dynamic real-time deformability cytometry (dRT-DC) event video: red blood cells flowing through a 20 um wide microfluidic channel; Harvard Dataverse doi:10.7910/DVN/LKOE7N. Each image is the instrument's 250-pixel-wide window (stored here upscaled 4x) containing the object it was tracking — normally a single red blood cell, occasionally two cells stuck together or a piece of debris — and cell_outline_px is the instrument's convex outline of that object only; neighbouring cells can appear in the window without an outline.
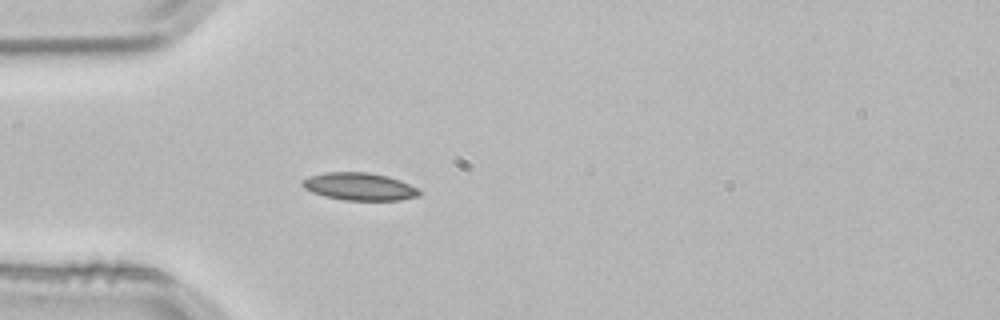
{"species": "common noctule bat (a hibernating species)", "species_latin": "Nyctalus noctula", "temperature_condition": "room temperature", "stored_images_in_passage": 39, "camera_frame_rate_fps": 3000, "um_per_image_px": 0.085, "animal": {"sex": "male", "body_mass_g": 21.5, "forearm_length_mm": 52.0}, "frame": {"image": 1, "passage_image": 1, "time_ms": 0.0, "image_size_px": [1000, 320], "cell_outline_px": [[420, 196], [400, 200], [344, 200], [324, 196], [312, 192], [304, 188], [300, 184], [308, 176], [324, 172], [368, 172], [388, 176], [400, 180], [420, 188]], "centroid_in_image_um": [30.57, 15.85], "position_along_channel_um": 54.4, "area_um2": 18.96}}
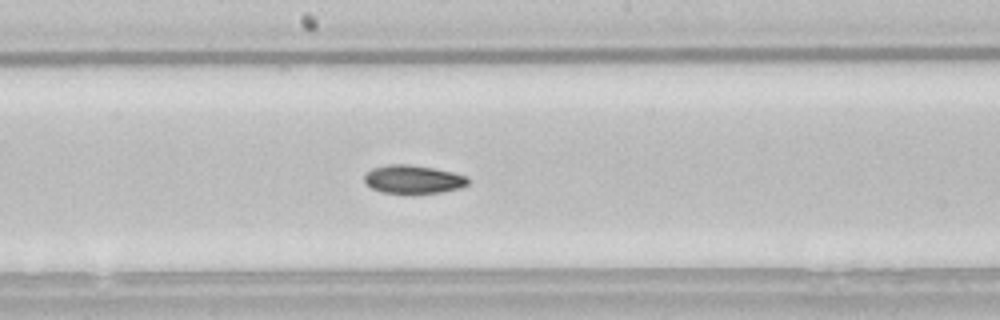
{"frame": {"image": 2, "passage_image": 14, "time_ms": 4.333, "image_size_px": [1000, 320], "cell_outline_px": [[468, 184], [460, 188], [440, 192], [384, 192], [372, 188], [364, 180], [364, 176], [372, 168], [388, 164], [408, 164], [432, 168], [452, 172], [468, 176]], "centroid_in_image_um": [35.13, 15.22], "position_along_channel_um": 213.1, "area_um2": 16.7}}
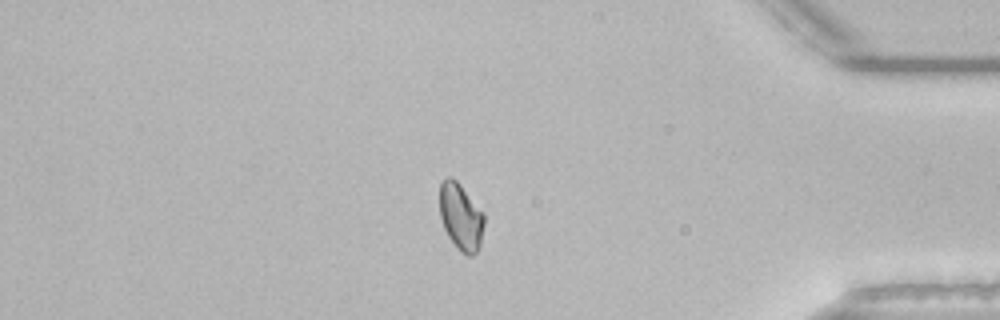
{"frame": {"image": 3, "passage_image": 31, "time_ms": 10.0, "image_size_px": [1000, 320], "cell_outline_px": [[484, 224], [480, 244], [476, 252], [472, 256], [468, 256], [460, 252], [448, 236], [444, 228], [440, 216], [440, 184], [448, 176], [452, 176], [460, 184], [484, 212]], "centroid_in_image_um": [39.18, 18.42], "position_along_channel_um": 396.0, "area_um2": 17.4}, "authors_computed_cell_mechanics": {"area_um2": 17.3978, "velocity_mm_per_s": 3.8101, "shape_relaxation_time_tau1_ms": null, "shape_relaxation_time_tau2_ms": 7.6214, "deformation_change_tau1": null, "deformation_change_tau2": 0.0884}}